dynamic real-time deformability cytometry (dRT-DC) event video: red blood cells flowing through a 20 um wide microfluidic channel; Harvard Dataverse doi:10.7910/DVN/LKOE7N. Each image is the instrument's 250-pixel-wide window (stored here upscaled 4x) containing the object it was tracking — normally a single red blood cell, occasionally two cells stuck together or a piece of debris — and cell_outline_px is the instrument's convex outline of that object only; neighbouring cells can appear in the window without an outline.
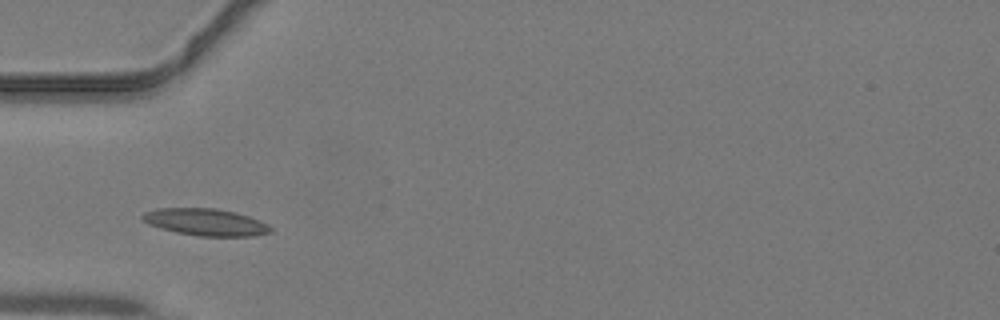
{"species": "common noctule bat (a hibernating species)", "species_latin": "Nyctalus noctula", "temperature_condition": "warm", "stored_images_in_passage": 30, "camera_frame_rate_fps": 3000, "um_per_image_px": 0.085, "animal": {"sex": "male", "body_mass_g": 19.2, "forearm_length_mm": 51.8}, "frame": {"image": 1, "passage_image": 1, "time_ms": 0.0, "image_size_px": [1000, 320], "cell_outline_px": [[272, 232], [256, 236], [200, 236], [176, 232], [160, 228], [148, 224], [140, 216], [144, 212], [156, 208], [216, 208], [236, 212], [260, 220], [268, 224], [272, 228]], "centroid_in_image_um": [17.5, 18.88], "position_along_channel_um": 67.5, "area_um2": 20.29}}
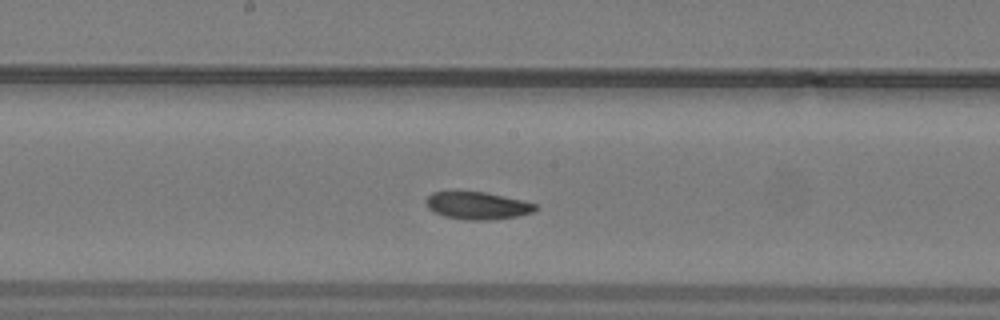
{"frame": {"image": 2, "passage_image": 10, "time_ms": 3.0, "image_size_px": [1000, 320], "cell_outline_px": [[536, 208], [532, 212], [516, 216], [480, 220], [464, 220], [444, 216], [432, 212], [428, 208], [424, 200], [432, 192], [484, 192], [524, 200], [536, 204]], "centroid_in_image_um": [40.53, 17.47], "position_along_channel_um": 207.7, "area_um2": 17.34}}
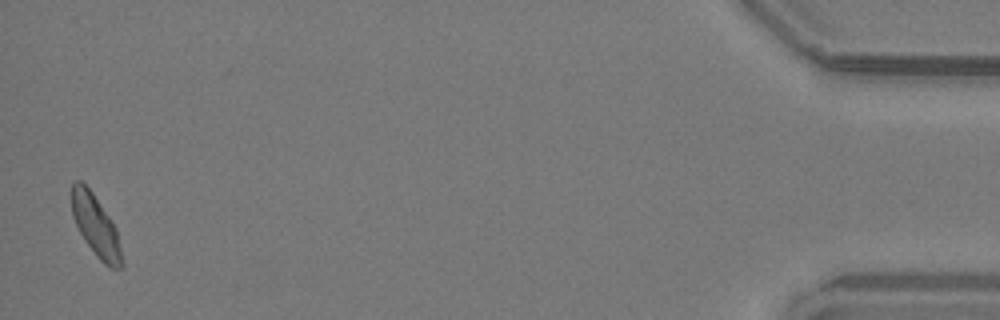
{"frame": {"image": 3, "passage_image": 30, "time_ms": 9.667, "image_size_px": [1000, 320], "cell_outline_px": [[124, 264], [120, 268], [112, 268], [104, 264], [96, 256], [84, 240], [72, 216], [72, 184], [76, 180], [80, 180], [92, 192], [116, 228]], "centroid_in_image_um": [8.14, 19.23], "position_along_channel_um": 427.1, "area_um2": 17.63}}